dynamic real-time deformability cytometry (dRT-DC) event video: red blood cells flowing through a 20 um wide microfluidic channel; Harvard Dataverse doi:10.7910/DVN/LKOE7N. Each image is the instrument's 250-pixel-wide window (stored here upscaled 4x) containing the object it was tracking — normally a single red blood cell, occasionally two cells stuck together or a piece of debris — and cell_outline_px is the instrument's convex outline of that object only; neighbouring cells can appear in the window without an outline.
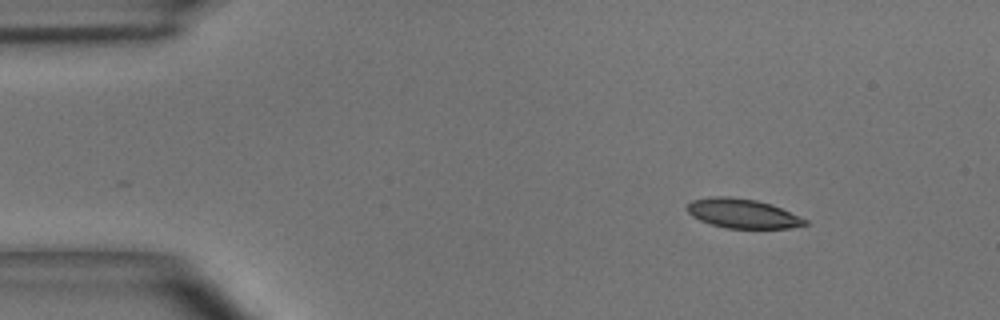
{"species": "common noctule bat (a hibernating species)", "species_latin": "Nyctalus noctula", "temperature_condition": "room temperature", "stored_images_in_passage": 3, "camera_frame_rate_fps": 3000, "um_per_image_px": 0.085, "animal": {"sex": "male", "body_mass_g": 15.6}, "frame": {"image": 1, "passage_image": 3, "time_ms": 0.667, "image_size_px": [1000, 320], "cell_outline_px": [[808, 224], [788, 228], [724, 228], [700, 220], [692, 216], [684, 208], [692, 200], [712, 196], [728, 196], [756, 200], [772, 204], [808, 220]], "centroid_in_image_um": [63.09, 18.14], "position_along_channel_um": 21.9, "area_um2": 20.17}}